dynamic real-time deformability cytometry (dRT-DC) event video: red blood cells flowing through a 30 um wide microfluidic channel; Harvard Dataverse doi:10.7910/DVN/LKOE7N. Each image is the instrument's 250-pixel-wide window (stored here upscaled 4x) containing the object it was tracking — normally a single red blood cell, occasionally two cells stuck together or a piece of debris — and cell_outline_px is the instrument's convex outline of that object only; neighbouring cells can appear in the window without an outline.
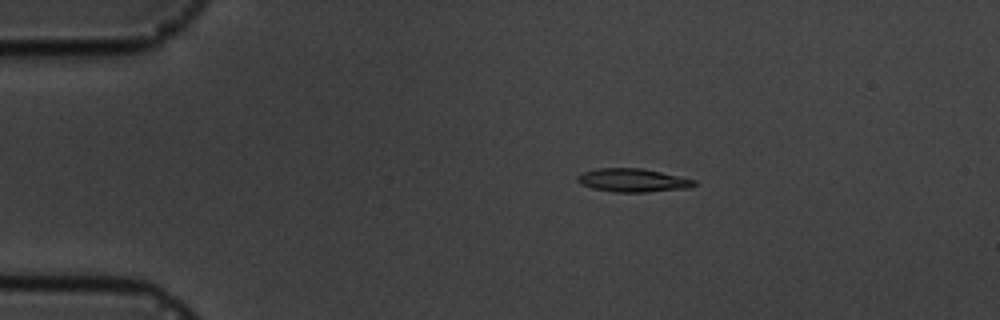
{"species": "common noctule bat (a hibernating species)", "species_latin": "Nyctalus noctula", "temperature_condition": "cold", "stored_images_in_passage": 5, "camera_frame_rate_fps": 3000, "um_per_image_px": 0.085, "animal": {"sex": "male", "body_mass_g": 19.5, "forearm_length_mm": 54.6}, "frame": {"image": 1, "passage_image": 4, "time_ms": 3.333, "image_size_px": [1000, 320], "cell_outline_px": [[696, 184], [688, 188], [648, 192], [612, 192], [592, 188], [580, 184], [576, 180], [576, 176], [584, 172], [596, 168], [640, 168], [660, 172], [696, 180]], "centroid_in_image_um": [53.75, 15.33], "position_along_channel_um": 31.3, "area_um2": 15.9}}